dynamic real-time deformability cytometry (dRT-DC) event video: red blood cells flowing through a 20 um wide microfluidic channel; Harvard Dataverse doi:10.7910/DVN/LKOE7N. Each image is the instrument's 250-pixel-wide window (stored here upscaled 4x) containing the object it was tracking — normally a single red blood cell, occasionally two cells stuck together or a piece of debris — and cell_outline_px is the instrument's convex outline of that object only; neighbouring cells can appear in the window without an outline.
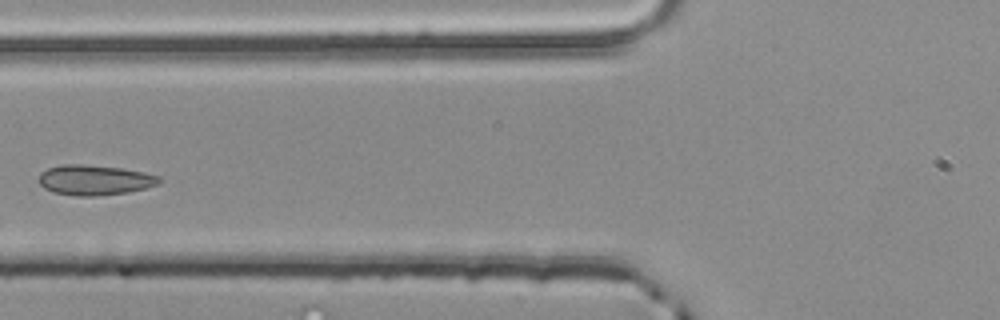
{"species": "common noctule bat (a hibernating species)", "species_latin": "Nyctalus noctula", "temperature_condition": "room temperature", "stored_images_in_passage": 4, "camera_frame_rate_fps": 3000, "um_per_image_px": 0.085, "animal": {"sex": "male", "body_mass_g": 20.4}, "frame": {"image": 1, "passage_image": 4, "time_ms": 1.0, "image_size_px": [1000, 320], "cell_outline_px": [[164, 180], [160, 184], [128, 192], [96, 196], [76, 196], [52, 192], [44, 188], [36, 180], [40, 172], [48, 168], [60, 164], [84, 164], [120, 168], [144, 172], [160, 176]], "centroid_in_image_um": [8.02, 15.3], "position_along_channel_um": 117.8, "area_um2": 21.5}}